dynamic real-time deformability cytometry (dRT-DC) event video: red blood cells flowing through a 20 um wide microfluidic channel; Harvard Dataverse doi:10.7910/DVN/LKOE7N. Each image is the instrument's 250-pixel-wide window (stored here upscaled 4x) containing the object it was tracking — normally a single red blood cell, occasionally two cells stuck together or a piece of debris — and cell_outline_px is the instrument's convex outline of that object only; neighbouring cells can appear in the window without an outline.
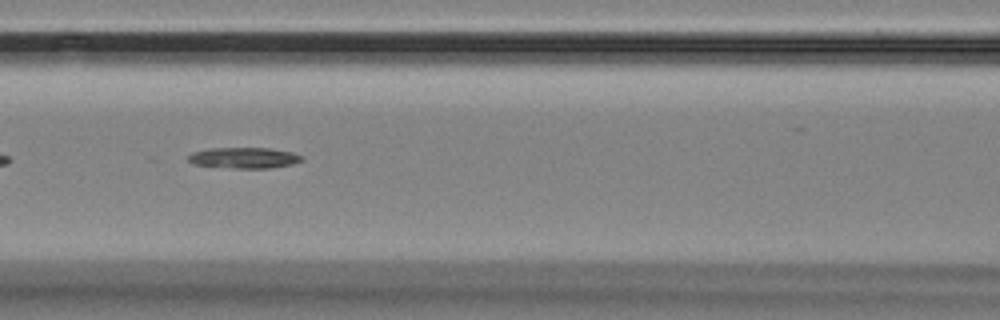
{"species": "Egyptian fruit bat (a non-hibernating species)", "species_latin": "Rousettus aegyptiacus", "temperature_condition": "room temperature", "stored_images_in_passage": 4, "camera_frame_rate_fps": 3000, "um_per_image_px": 0.085, "animal": {"sex": "female"}, "frame": {"image": 1, "passage_image": 3, "time_ms": 2.333, "image_size_px": [1000, 320], "cell_outline_px": [[304, 160], [292, 164], [268, 168], [232, 168], [192, 164], [188, 160], [188, 156], [192, 152], [208, 148], [268, 148], [292, 152], [300, 156]], "centroid_in_image_um": [20.7, 13.41], "position_along_channel_um": 145.9, "area_um2": 13.76}}
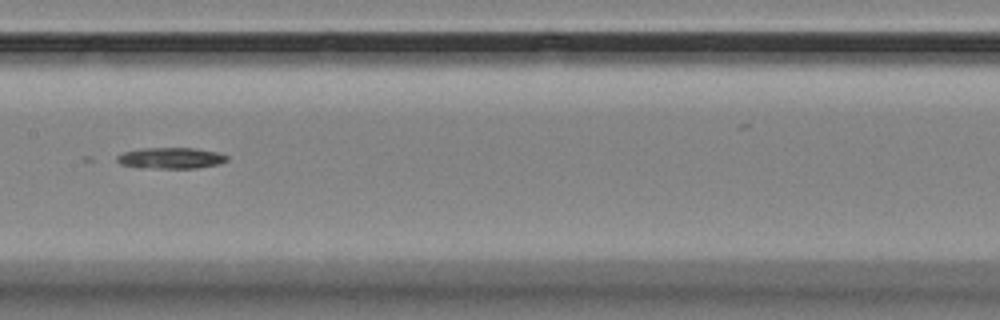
{"frame": {"image": 2, "passage_image": 4, "time_ms": 3.667, "image_size_px": [1000, 320], "cell_outline_px": [[228, 160], [220, 164], [196, 168], [136, 168], [120, 164], [116, 160], [116, 156], [124, 152], [140, 148], [196, 148], [220, 152], [228, 156]], "centroid_in_image_um": [14.52, 13.44], "position_along_channel_um": 192.9, "area_um2": 13.81}}